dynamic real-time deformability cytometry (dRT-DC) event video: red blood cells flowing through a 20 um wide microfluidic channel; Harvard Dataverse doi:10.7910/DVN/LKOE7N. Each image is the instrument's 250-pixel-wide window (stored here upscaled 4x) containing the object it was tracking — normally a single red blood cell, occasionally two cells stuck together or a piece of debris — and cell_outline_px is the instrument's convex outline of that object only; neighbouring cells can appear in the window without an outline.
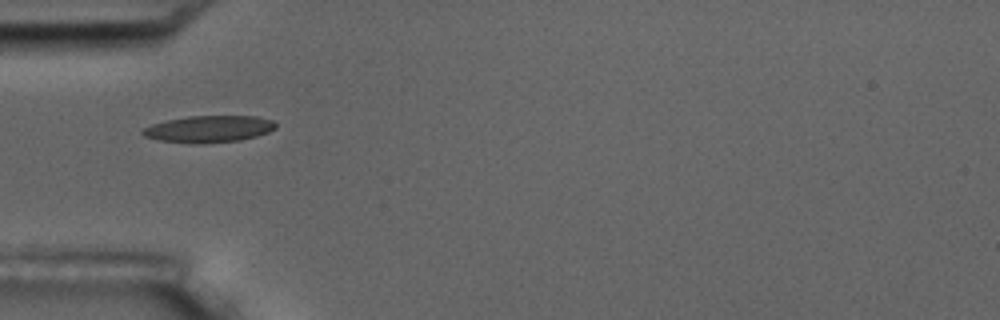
{"species": "common noctule bat (a hibernating species)", "species_latin": "Nyctalus noctula", "temperature_condition": "room temperature", "stored_images_in_passage": 3, "camera_frame_rate_fps": 3000, "um_per_image_px": 0.085, "animal": {"sex": "male", "body_mass_g": 17.5, "forearm_length_mm": 52.3}, "frame": {"image": 1, "passage_image": 1, "time_ms": 0.0, "image_size_px": [1000, 320], "cell_outline_px": [[276, 128], [268, 132], [256, 136], [240, 140], [204, 144], [196, 144], [160, 140], [144, 136], [140, 132], [144, 128], [152, 124], [168, 120], [188, 116], [256, 116], [272, 120], [276, 124]], "centroid_in_image_um": [17.76, 10.97], "position_along_channel_um": 67.2, "area_um2": 20.75}}